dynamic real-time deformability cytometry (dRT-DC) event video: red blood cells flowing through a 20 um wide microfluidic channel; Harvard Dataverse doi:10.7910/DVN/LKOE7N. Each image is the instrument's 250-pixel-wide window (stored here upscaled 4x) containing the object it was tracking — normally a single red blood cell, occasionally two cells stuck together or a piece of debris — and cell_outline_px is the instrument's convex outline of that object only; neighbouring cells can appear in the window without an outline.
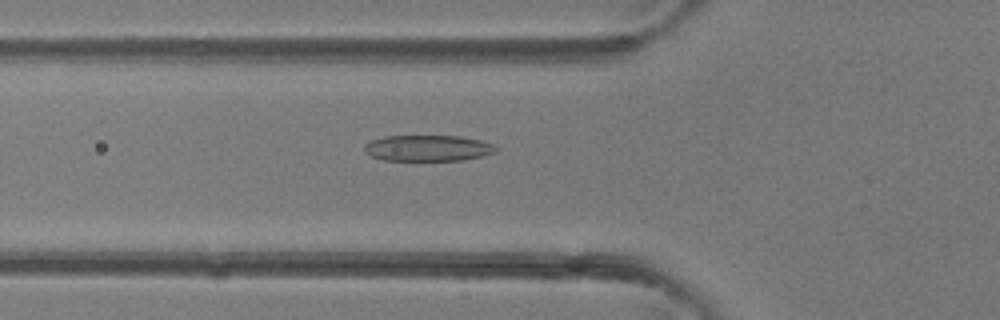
{"species": "common noctule bat (a hibernating species)", "species_latin": "Nyctalus noctula", "temperature_condition": "room temperature", "stored_images_in_passage": 33, "camera_frame_rate_fps": 3000, "um_per_image_px": 0.085, "animal": {"sex": "female"}, "frame": {"image": 1, "passage_image": 3, "time_ms": 0.667, "image_size_px": [1000, 320], "cell_outline_px": [[500, 148], [496, 152], [480, 156], [460, 160], [384, 160], [372, 156], [364, 152], [364, 144], [372, 140], [384, 136], [460, 136], [480, 140], [492, 144]], "centroid_in_image_um": [36.36, 12.58], "position_along_channel_um": 89.4, "area_um2": 19.88}}
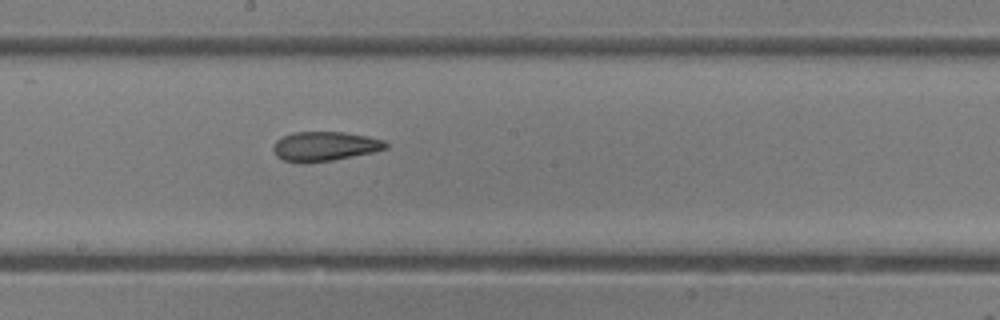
{"frame": {"image": 2, "passage_image": 12, "time_ms": 3.667, "image_size_px": [1000, 320], "cell_outline_px": [[388, 148], [372, 152], [332, 160], [308, 164], [300, 164], [284, 160], [276, 156], [272, 148], [276, 140], [280, 136], [292, 132], [344, 132], [368, 136], [384, 140], [388, 144]], "centroid_in_image_um": [27.55, 12.44], "position_along_channel_um": 220.6, "area_um2": 19.59}}
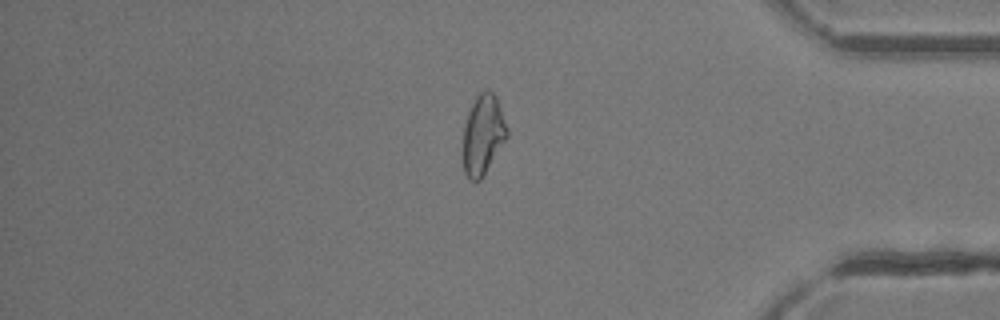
{"frame": {"image": 3, "passage_image": 26, "time_ms": 8.333, "image_size_px": [1000, 320], "cell_outline_px": [[508, 136], [484, 176], [480, 180], [468, 180], [464, 172], [460, 152], [464, 128], [468, 112], [476, 96], [484, 88], [492, 92], [496, 96], [508, 128]], "centroid_in_image_um": [41.02, 11.49], "position_along_channel_um": 394.2, "area_um2": 21.1}, "authors_computed_cell_mechanics": {"area_um2": 19.941, "velocity_mm_per_s": 4.3403, "shape_relaxation_time_tau1_ms": 7.2196, "shape_relaxation_time_tau2_ms": 1.8865, "deformation_change_tau1": 0.224, "deformation_change_tau2": 0.0971}}